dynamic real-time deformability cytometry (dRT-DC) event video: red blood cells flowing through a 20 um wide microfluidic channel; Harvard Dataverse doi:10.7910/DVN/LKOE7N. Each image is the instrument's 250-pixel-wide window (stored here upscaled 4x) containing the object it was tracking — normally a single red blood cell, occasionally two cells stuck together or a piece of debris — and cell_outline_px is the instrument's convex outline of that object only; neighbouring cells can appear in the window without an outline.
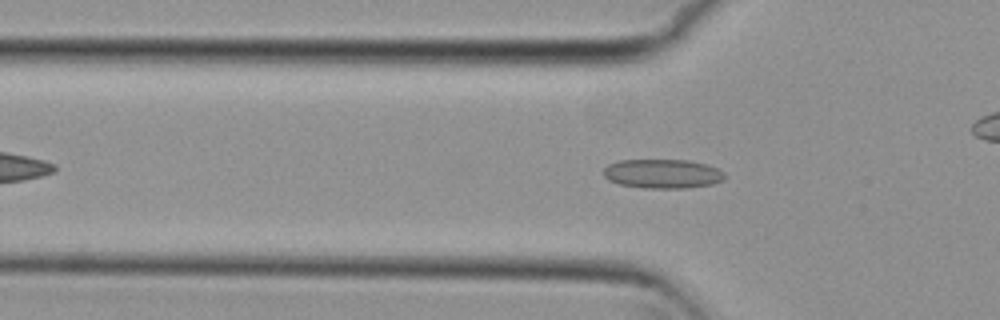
{"species": "common noctule bat (a hibernating species)", "species_latin": "Nyctalus noctula", "temperature_condition": "cold", "stored_images_in_passage": 42, "camera_frame_rate_fps": 3000, "um_per_image_px": 0.085, "animal": {"sex": "female", "body_mass_g": 29.2, "forearm_length_mm": 56.3}, "frame": {"image": 1, "passage_image": 12, "time_ms": 3.667, "image_size_px": [1000, 320], "cell_outline_px": [[724, 180], [712, 184], [684, 188], [644, 188], [620, 184], [608, 180], [604, 176], [604, 168], [608, 164], [620, 160], [688, 160], [704, 164], [716, 168], [724, 172]], "centroid_in_image_um": [56.3, 14.77], "position_along_channel_um": 69.5, "area_um2": 20.52}}
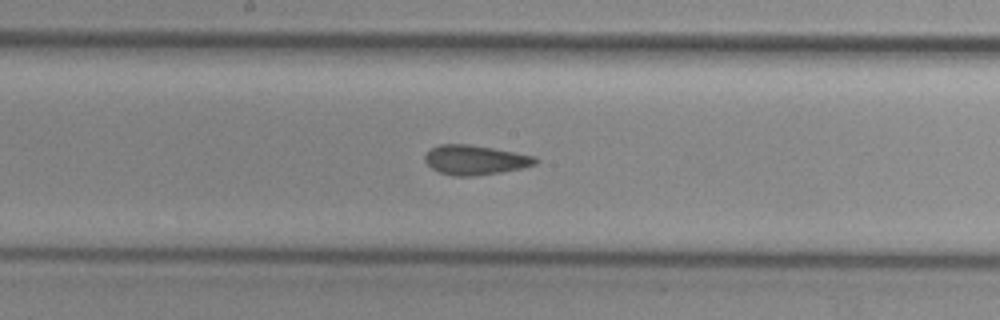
{"frame": {"image": 2, "passage_image": 23, "time_ms": 7.333, "image_size_px": [1000, 320], "cell_outline_px": [[540, 160], [536, 164], [520, 168], [500, 172], [476, 176], [452, 176], [440, 172], [432, 168], [424, 160], [424, 156], [432, 148], [440, 144], [468, 144], [492, 148], [536, 156]], "centroid_in_image_um": [40.4, 13.6], "position_along_channel_um": 207.8, "area_um2": 18.96}}
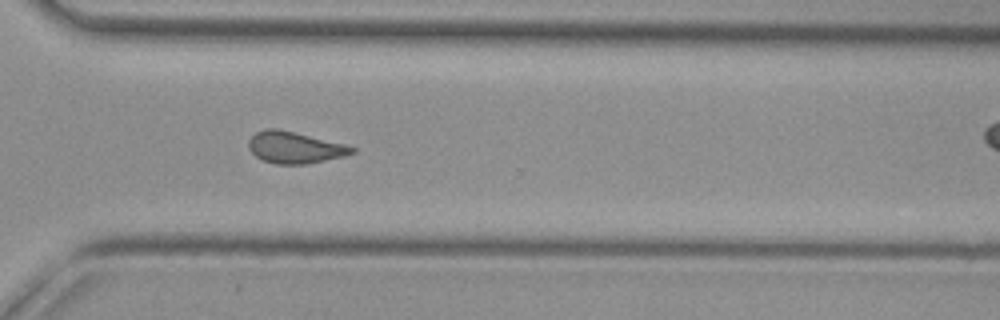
{"frame": {"image": 3, "passage_image": 34, "time_ms": 11.0, "image_size_px": [1000, 320], "cell_outline_px": [[356, 152], [344, 156], [308, 164], [276, 164], [264, 160], [256, 156], [248, 148], [248, 140], [256, 132], [264, 128], [276, 128], [344, 144], [356, 148]], "centroid_in_image_um": [25.04, 12.54], "position_along_channel_um": 345.6, "area_um2": 18.9}, "authors_computed_cell_mechanics": {"area_um2": 19.2763, "velocity_mm_per_s": 3.7677, "shape_relaxation_time_tau1_ms": null, "shape_relaxation_time_tau2_ms": 1.9801, "deformation_change_tau1": null, "deformation_change_tau2": 0.0646}}